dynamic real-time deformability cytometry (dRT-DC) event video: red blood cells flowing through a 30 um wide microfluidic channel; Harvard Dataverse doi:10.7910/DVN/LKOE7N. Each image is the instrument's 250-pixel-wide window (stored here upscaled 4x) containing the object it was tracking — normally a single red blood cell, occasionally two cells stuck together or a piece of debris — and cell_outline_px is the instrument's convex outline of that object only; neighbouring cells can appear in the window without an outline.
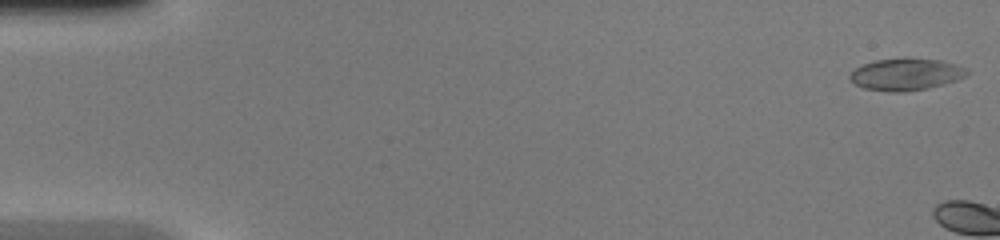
{"species": "common noctule bat (a hibernating species)", "species_latin": "Nyctalus noctula", "temperature_condition": "warm", "stored_images_in_passage": 4, "camera_frame_rate_fps": 3000, "um_per_image_px": 0.085, "animal": {"sex": "female", "body_mass_g": 20.0, "forearm_length_mm": 54.0}, "frame": {"image": 1, "passage_image": 1, "time_ms": 0.0, "image_size_px": [1000, 240], "cell_outline_px": [[968, 72], [964, 76], [956, 80], [944, 84], [928, 88], [904, 92], [888, 92], [864, 88], [856, 84], [848, 76], [856, 68], [864, 64], [876, 60], [940, 60], [956, 64], [968, 68]], "centroid_in_image_um": [77.02, 6.35], "position_along_channel_um": 8.0, "area_um2": 21.15}}